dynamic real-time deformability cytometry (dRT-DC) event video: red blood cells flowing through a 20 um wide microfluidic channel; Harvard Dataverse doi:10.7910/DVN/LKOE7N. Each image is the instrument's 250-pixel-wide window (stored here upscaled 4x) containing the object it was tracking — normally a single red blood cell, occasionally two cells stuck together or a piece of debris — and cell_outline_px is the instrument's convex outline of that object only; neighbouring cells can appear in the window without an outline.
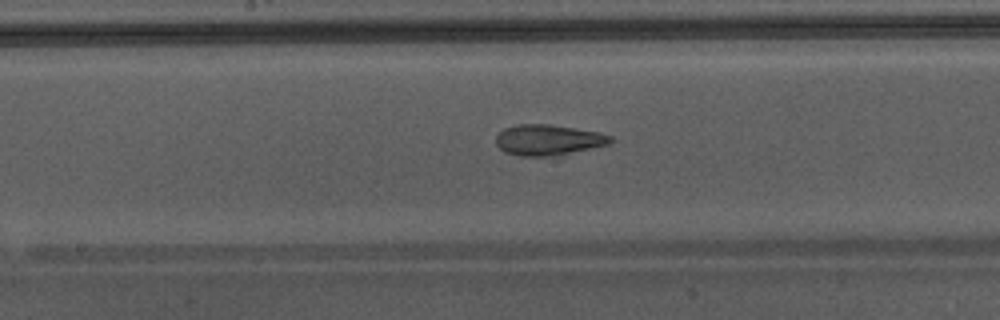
{"species": "Egyptian fruit bat (a non-hibernating species)", "species_latin": "Rousettus aegyptiacus", "temperature_condition": "warm", "stored_images_in_passage": 23, "camera_frame_rate_fps": 3000, "um_per_image_px": 0.085, "animal": {"sex": "male"}, "frame": {"image": 1, "passage_image": 10, "time_ms": 3.0, "image_size_px": [1000, 320], "cell_outline_px": [[616, 140], [608, 144], [552, 156], [520, 156], [504, 152], [496, 144], [496, 136], [504, 128], [516, 124], [548, 124], [576, 128], [600, 132], [612, 136]], "centroid_in_image_um": [46.59, 11.88], "position_along_channel_um": 201.6, "area_um2": 20.46}}